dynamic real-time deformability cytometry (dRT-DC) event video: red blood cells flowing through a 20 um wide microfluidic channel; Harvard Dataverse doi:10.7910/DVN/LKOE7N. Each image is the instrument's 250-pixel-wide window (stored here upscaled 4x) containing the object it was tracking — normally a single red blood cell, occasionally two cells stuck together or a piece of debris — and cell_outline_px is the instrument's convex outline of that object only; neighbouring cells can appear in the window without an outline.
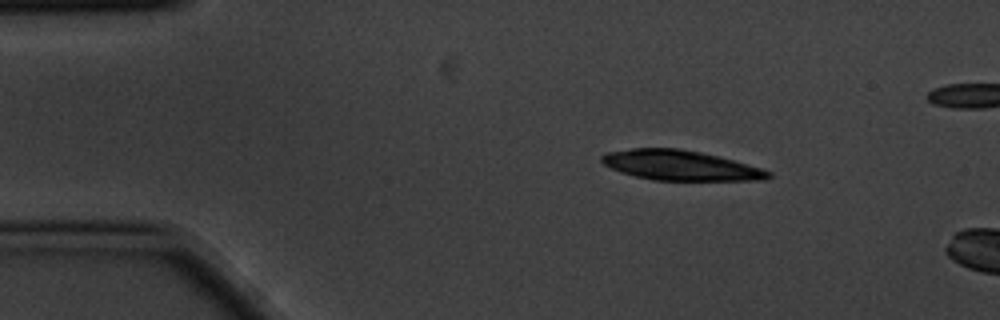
{"species": "common noctule bat (a hibernating species)", "species_latin": "Nyctalus noctula", "temperature_condition": "cold", "stored_images_in_passage": 4, "camera_frame_rate_fps": 3000, "um_per_image_px": 0.085, "animal": {"sex": "male", "body_mass_g": 20.1, "forearm_length_mm": 53.5}, "frame": {"image": 1, "passage_image": 2, "time_ms": 0.333, "image_size_px": [1000, 320], "cell_outline_px": [[772, 176], [768, 180], [652, 180], [620, 172], [604, 164], [600, 160], [600, 156], [604, 152], [632, 148], [680, 148], [700, 152], [732, 160], [760, 168], [772, 172]], "centroid_in_image_um": [57.8, 14.05], "position_along_channel_um": 27.2, "area_um2": 29.02}}